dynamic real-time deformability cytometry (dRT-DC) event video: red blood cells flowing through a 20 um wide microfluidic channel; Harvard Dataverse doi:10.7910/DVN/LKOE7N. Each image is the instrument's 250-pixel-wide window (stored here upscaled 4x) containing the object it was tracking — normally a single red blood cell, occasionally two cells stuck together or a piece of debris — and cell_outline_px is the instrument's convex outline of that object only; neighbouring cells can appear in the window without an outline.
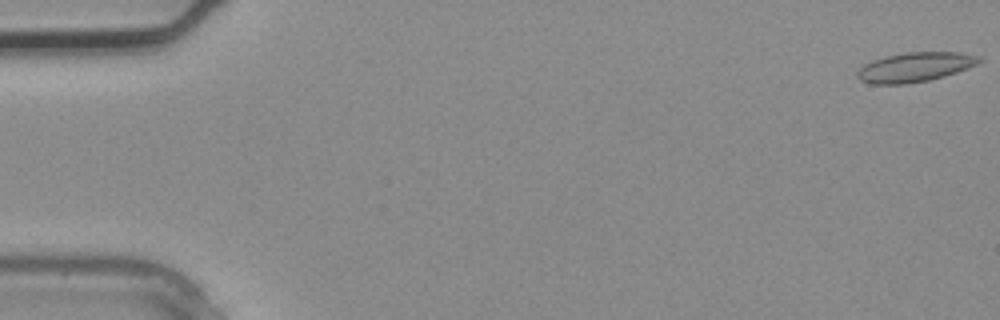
{"species": "common noctule bat (a hibernating species)", "species_latin": "Nyctalus noctula", "temperature_condition": "warm", "stored_images_in_passage": 4, "camera_frame_rate_fps": 3000, "um_per_image_px": 0.085, "animal": {"sex": "male", "body_mass_g": 20.4}, "frame": {"image": 1, "passage_image": 1, "time_ms": 0.0, "image_size_px": [1000, 320], "cell_outline_px": [[984, 60], [968, 68], [944, 76], [928, 80], [904, 84], [872, 84], [860, 80], [856, 76], [856, 72], [864, 64], [872, 60], [884, 56], [908, 52], [960, 52], [980, 56]], "centroid_in_image_um": [77.76, 5.7], "position_along_channel_um": 7.2, "area_um2": 20.98}}
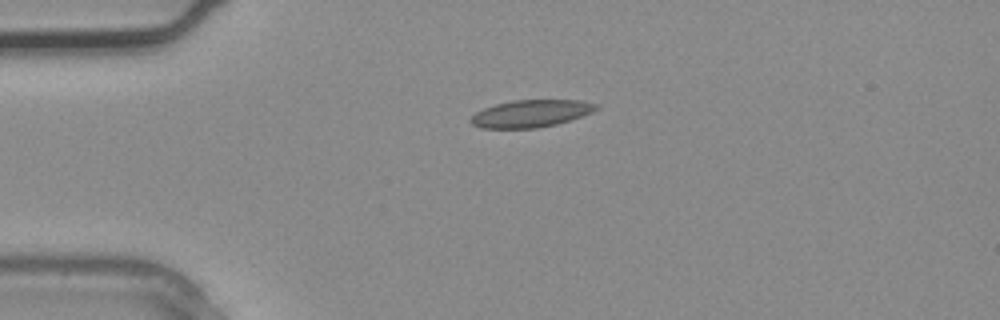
{"frame": {"image": 2, "passage_image": 3, "time_ms": 0.667, "image_size_px": [1000, 320], "cell_outline_px": [[600, 108], [592, 112], [556, 124], [536, 128], [480, 128], [472, 124], [468, 120], [476, 112], [484, 108], [496, 104], [512, 100], [580, 100], [600, 104]], "centroid_in_image_um": [45.13, 9.64], "position_along_channel_um": 39.9, "area_um2": 19.94}}
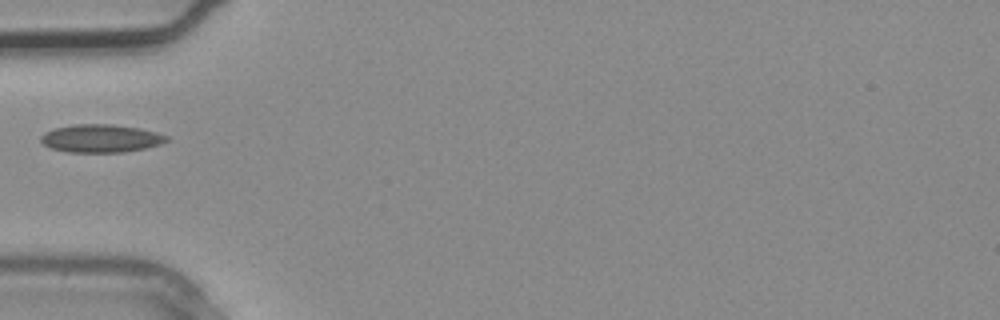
{"frame": {"image": 3, "passage_image": 4, "time_ms": 1.0, "image_size_px": [1000, 320], "cell_outline_px": [[168, 140], [160, 144], [144, 148], [124, 152], [68, 152], [52, 148], [44, 144], [40, 140], [40, 136], [44, 132], [56, 128], [76, 124], [112, 124], [136, 128], [156, 132], [168, 136]], "centroid_in_image_um": [8.55, 11.76], "position_along_channel_um": 76.4, "area_um2": 20.29}}